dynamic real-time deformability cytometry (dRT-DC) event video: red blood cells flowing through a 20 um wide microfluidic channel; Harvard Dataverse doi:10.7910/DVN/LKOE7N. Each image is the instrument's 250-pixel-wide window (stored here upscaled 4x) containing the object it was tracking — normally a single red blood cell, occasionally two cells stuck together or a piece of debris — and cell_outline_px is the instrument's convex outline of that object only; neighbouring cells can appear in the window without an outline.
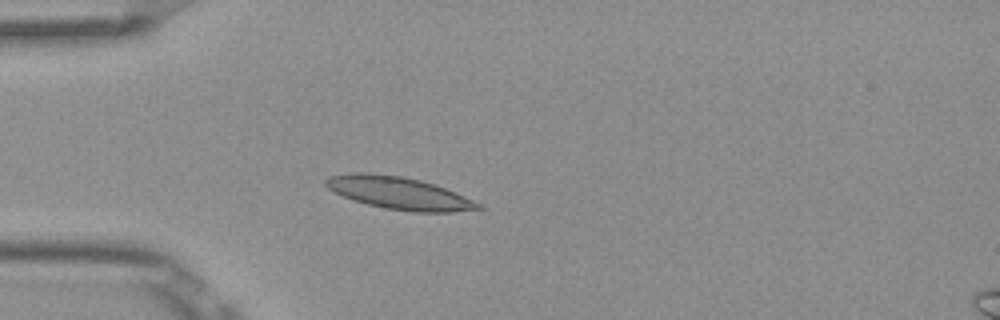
{"species": "Egyptian fruit bat (a non-hibernating species)", "species_latin": "Rousettus aegyptiacus", "temperature_condition": "room temperature", "stored_images_in_passage": 5, "camera_frame_rate_fps": 3000, "um_per_image_px": 0.085, "frame": {"image": 1, "passage_image": 4, "time_ms": 1.0, "image_size_px": [1000, 320], "cell_outline_px": [[484, 208], [452, 212], [416, 212], [384, 208], [352, 200], [328, 188], [324, 184], [324, 180], [328, 176], [356, 172], [360, 172], [400, 176], [420, 180], [444, 188], [484, 204]], "centroid_in_image_um": [33.92, 16.42], "position_along_channel_um": 51.1, "area_um2": 28.55}}